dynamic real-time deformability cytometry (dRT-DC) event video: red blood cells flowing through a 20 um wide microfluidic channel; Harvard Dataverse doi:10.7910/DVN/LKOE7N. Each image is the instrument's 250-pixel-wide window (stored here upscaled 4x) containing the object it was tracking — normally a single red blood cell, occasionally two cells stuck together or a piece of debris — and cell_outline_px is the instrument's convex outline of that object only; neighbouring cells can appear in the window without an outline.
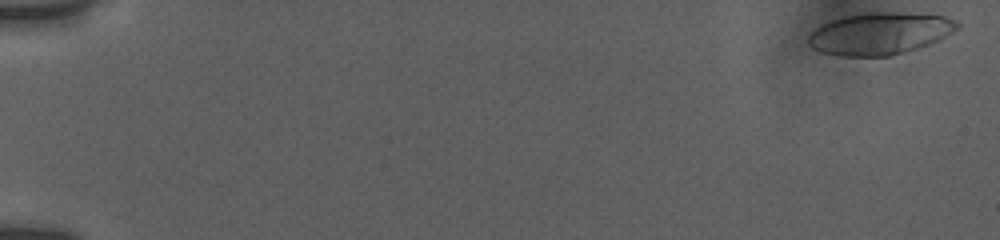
{"species": "human", "species_latin": "Homo sapiens", "temperature_condition": "room temperature", "stored_images_in_passage": 13, "camera_frame_rate_fps": 3000, "um_per_image_px": 0.085, "donor": {"sex": "female"}, "frame": {"image": 1, "passage_image": 1, "time_ms": 0.0, "image_size_px": [1000, 240], "cell_outline_px": [[960, 28], [928, 44], [892, 56], [840, 56], [820, 52], [812, 48], [808, 44], [808, 36], [816, 28], [832, 20], [844, 16], [868, 12], [896, 12], [944, 16], [956, 20], [960, 24]], "centroid_in_image_um": [74.77, 2.85], "position_along_channel_um": 10.2, "area_um2": 36.3}}
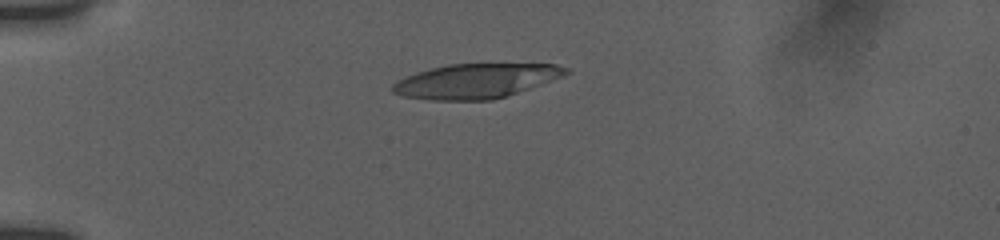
{"frame": {"image": 2, "passage_image": 8, "time_ms": 4.667, "image_size_px": [1000, 240], "cell_outline_px": [[572, 72], [528, 88], [492, 100], [432, 100], [404, 96], [392, 92], [392, 84], [416, 72], [448, 64], [556, 64], [568, 68]], "centroid_in_image_um": [40.43, 6.87], "position_along_channel_um": 44.6, "area_um2": 34.28}}
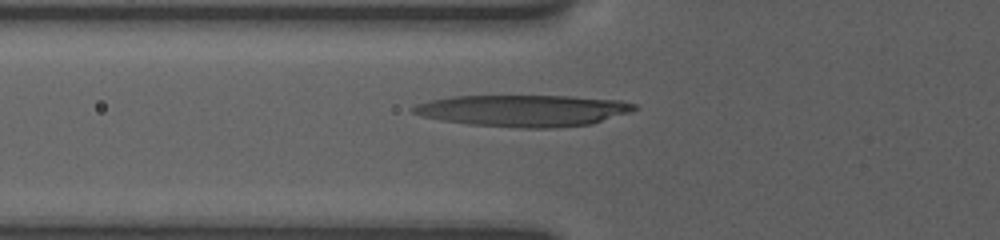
{"frame": {"image": 3, "passage_image": 12, "time_ms": 6.667, "image_size_px": [1000, 240], "cell_outline_px": [[640, 108], [592, 124], [548, 128], [520, 128], [468, 124], [444, 120], [424, 116], [412, 112], [412, 108], [416, 104], [432, 100], [452, 96], [572, 96], [620, 100], [636, 104]], "centroid_in_image_um": [44.53, 9.39], "position_along_channel_um": 81.3, "area_um2": 40.52}}